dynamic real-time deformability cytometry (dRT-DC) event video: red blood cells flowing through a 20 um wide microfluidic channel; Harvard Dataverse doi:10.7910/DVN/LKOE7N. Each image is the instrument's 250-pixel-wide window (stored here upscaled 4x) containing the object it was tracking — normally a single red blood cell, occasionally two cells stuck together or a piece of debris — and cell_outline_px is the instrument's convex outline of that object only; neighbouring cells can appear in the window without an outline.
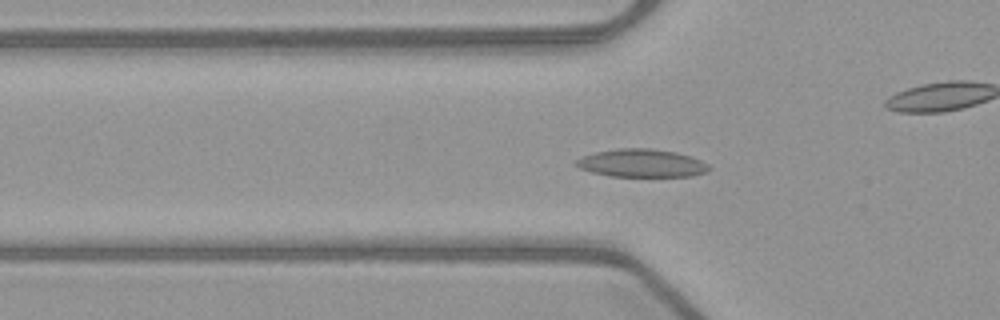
{"species": "common noctule bat (a hibernating species)", "species_latin": "Nyctalus noctula", "temperature_condition": "warm", "stored_images_in_passage": 54, "camera_frame_rate_fps": 3000, "um_per_image_px": 0.085, "animal": {"sex": "female", "body_mass_g": 21.9}, "frame": {"image": 1, "passage_image": 19, "time_ms": 6.0, "image_size_px": [1000, 320], "cell_outline_px": [[712, 168], [704, 172], [692, 176], [608, 176], [592, 172], [580, 168], [572, 164], [580, 156], [596, 152], [616, 148], [652, 148], [676, 152], [700, 160], [708, 164]], "centroid_in_image_um": [54.49, 13.86], "position_along_channel_um": 71.3, "area_um2": 21.73}}
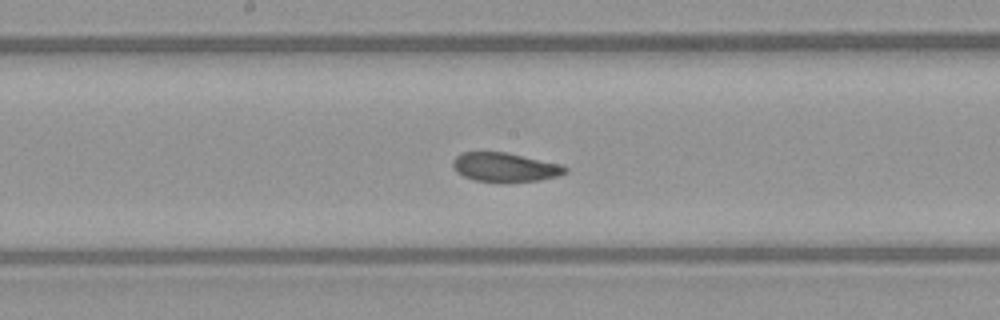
{"frame": {"image": 2, "passage_image": 29, "time_ms": 9.333, "image_size_px": [1000, 320], "cell_outline_px": [[568, 172], [556, 176], [540, 180], [476, 180], [464, 176], [456, 172], [452, 164], [452, 160], [460, 152], [508, 152], [564, 164], [568, 168]], "centroid_in_image_um": [42.95, 14.17], "position_along_channel_um": 205.2, "area_um2": 18.79}}
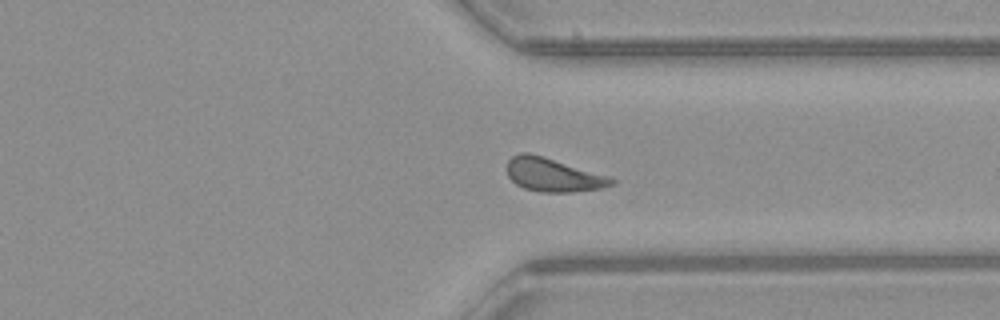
{"frame": {"image": 3, "passage_image": 41, "time_ms": 13.333, "image_size_px": [1000, 320], "cell_outline_px": [[616, 184], [604, 188], [572, 192], [540, 192], [524, 188], [516, 184], [508, 176], [508, 160], [512, 156], [520, 152], [528, 152], [544, 156], [608, 176], [616, 180]], "centroid_in_image_um": [47.03, 14.87], "position_along_channel_um": 364.4, "area_um2": 20.46}, "authors_computed_cell_mechanics": {"area_um2": 19.8543, "velocity_mm_per_s": 3.9871, "shape_relaxation_time_tau1_ms": 8.0823, "shape_relaxation_time_tau2_ms": 7.0824, "deformation_change_tau1": 0.1529, "deformation_change_tau2": 0.131}}